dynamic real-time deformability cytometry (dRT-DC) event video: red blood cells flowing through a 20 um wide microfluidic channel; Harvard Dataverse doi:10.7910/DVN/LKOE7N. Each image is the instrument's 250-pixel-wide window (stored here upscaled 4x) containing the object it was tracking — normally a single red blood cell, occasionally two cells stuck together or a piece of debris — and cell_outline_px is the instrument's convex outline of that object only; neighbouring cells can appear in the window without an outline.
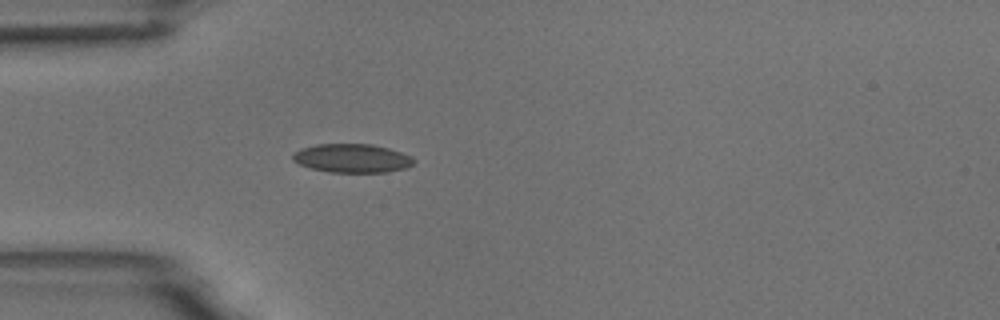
{"species": "common noctule bat (a hibernating species)", "species_latin": "Nyctalus noctula", "temperature_condition": "room temperature", "stored_images_in_passage": 2, "camera_frame_rate_fps": 3000, "um_per_image_px": 0.085, "animal": {"sex": "male", "body_mass_g": 18.8}, "frame": {"image": 1, "passage_image": 2, "time_ms": 1.333, "image_size_px": [1000, 320], "cell_outline_px": [[416, 160], [408, 168], [388, 172], [328, 172], [312, 168], [300, 164], [292, 160], [292, 156], [300, 148], [316, 144], [372, 144], [388, 148], [412, 156]], "centroid_in_image_um": [29.95, 13.45], "position_along_channel_um": 55.0, "area_um2": 20.29}}